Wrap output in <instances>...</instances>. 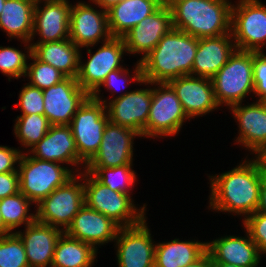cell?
Returning <instances> with one entry per match:
<instances>
[{
	"label": "cell",
	"mask_w": 266,
	"mask_h": 267,
	"mask_svg": "<svg viewBox=\"0 0 266 267\" xmlns=\"http://www.w3.org/2000/svg\"><path fill=\"white\" fill-rule=\"evenodd\" d=\"M0 267H30L24 245L15 232L0 236Z\"/></svg>",
	"instance_id": "34"
},
{
	"label": "cell",
	"mask_w": 266,
	"mask_h": 267,
	"mask_svg": "<svg viewBox=\"0 0 266 267\" xmlns=\"http://www.w3.org/2000/svg\"><path fill=\"white\" fill-rule=\"evenodd\" d=\"M211 80L219 106L242 104L245 96L254 92L253 52L236 49Z\"/></svg>",
	"instance_id": "5"
},
{
	"label": "cell",
	"mask_w": 266,
	"mask_h": 267,
	"mask_svg": "<svg viewBox=\"0 0 266 267\" xmlns=\"http://www.w3.org/2000/svg\"><path fill=\"white\" fill-rule=\"evenodd\" d=\"M160 6L158 0H122L107 11L108 28L111 36L122 38Z\"/></svg>",
	"instance_id": "26"
},
{
	"label": "cell",
	"mask_w": 266,
	"mask_h": 267,
	"mask_svg": "<svg viewBox=\"0 0 266 267\" xmlns=\"http://www.w3.org/2000/svg\"><path fill=\"white\" fill-rule=\"evenodd\" d=\"M115 240L119 267H154L156 245L145 219L134 226L120 227Z\"/></svg>",
	"instance_id": "14"
},
{
	"label": "cell",
	"mask_w": 266,
	"mask_h": 267,
	"mask_svg": "<svg viewBox=\"0 0 266 267\" xmlns=\"http://www.w3.org/2000/svg\"><path fill=\"white\" fill-rule=\"evenodd\" d=\"M45 6L35 5L32 38L41 36L36 43L60 41L69 38L70 5L68 0H43Z\"/></svg>",
	"instance_id": "20"
},
{
	"label": "cell",
	"mask_w": 266,
	"mask_h": 267,
	"mask_svg": "<svg viewBox=\"0 0 266 267\" xmlns=\"http://www.w3.org/2000/svg\"><path fill=\"white\" fill-rule=\"evenodd\" d=\"M131 166L132 165H122L111 168H85V171L92 174L100 183L113 191L130 195L129 191H131V189L129 188L133 187L136 179V173L132 170Z\"/></svg>",
	"instance_id": "33"
},
{
	"label": "cell",
	"mask_w": 266,
	"mask_h": 267,
	"mask_svg": "<svg viewBox=\"0 0 266 267\" xmlns=\"http://www.w3.org/2000/svg\"><path fill=\"white\" fill-rule=\"evenodd\" d=\"M211 257L210 254L206 251L199 259L195 262L186 265L184 267H210Z\"/></svg>",
	"instance_id": "44"
},
{
	"label": "cell",
	"mask_w": 266,
	"mask_h": 267,
	"mask_svg": "<svg viewBox=\"0 0 266 267\" xmlns=\"http://www.w3.org/2000/svg\"><path fill=\"white\" fill-rule=\"evenodd\" d=\"M32 157L73 166L82 162L78 158L75 140L69 125H51L47 134L38 142L31 152Z\"/></svg>",
	"instance_id": "25"
},
{
	"label": "cell",
	"mask_w": 266,
	"mask_h": 267,
	"mask_svg": "<svg viewBox=\"0 0 266 267\" xmlns=\"http://www.w3.org/2000/svg\"><path fill=\"white\" fill-rule=\"evenodd\" d=\"M238 167L211 178V209L249 216L259 203L262 162L258 156Z\"/></svg>",
	"instance_id": "2"
},
{
	"label": "cell",
	"mask_w": 266,
	"mask_h": 267,
	"mask_svg": "<svg viewBox=\"0 0 266 267\" xmlns=\"http://www.w3.org/2000/svg\"><path fill=\"white\" fill-rule=\"evenodd\" d=\"M22 152L19 149L0 146V173L18 172L15 168L16 162H19Z\"/></svg>",
	"instance_id": "40"
},
{
	"label": "cell",
	"mask_w": 266,
	"mask_h": 267,
	"mask_svg": "<svg viewBox=\"0 0 266 267\" xmlns=\"http://www.w3.org/2000/svg\"><path fill=\"white\" fill-rule=\"evenodd\" d=\"M25 233L15 232L21 239L30 267H46L52 264L56 243L64 232L35 220L25 227Z\"/></svg>",
	"instance_id": "22"
},
{
	"label": "cell",
	"mask_w": 266,
	"mask_h": 267,
	"mask_svg": "<svg viewBox=\"0 0 266 267\" xmlns=\"http://www.w3.org/2000/svg\"><path fill=\"white\" fill-rule=\"evenodd\" d=\"M9 233H11V232L4 226L3 218H2V215H1V212H0V236L6 235V234H9Z\"/></svg>",
	"instance_id": "46"
},
{
	"label": "cell",
	"mask_w": 266,
	"mask_h": 267,
	"mask_svg": "<svg viewBox=\"0 0 266 267\" xmlns=\"http://www.w3.org/2000/svg\"><path fill=\"white\" fill-rule=\"evenodd\" d=\"M89 59L85 64H79L77 82L80 87L95 100L100 101V87L107 75L117 69L122 68L120 61L126 52L123 38L111 37L108 41L91 55V50H87Z\"/></svg>",
	"instance_id": "10"
},
{
	"label": "cell",
	"mask_w": 266,
	"mask_h": 267,
	"mask_svg": "<svg viewBox=\"0 0 266 267\" xmlns=\"http://www.w3.org/2000/svg\"><path fill=\"white\" fill-rule=\"evenodd\" d=\"M258 157L260 158L264 169H266V149Z\"/></svg>",
	"instance_id": "49"
},
{
	"label": "cell",
	"mask_w": 266,
	"mask_h": 267,
	"mask_svg": "<svg viewBox=\"0 0 266 267\" xmlns=\"http://www.w3.org/2000/svg\"><path fill=\"white\" fill-rule=\"evenodd\" d=\"M168 84L176 92L188 118L206 115L219 106L209 78L184 75L170 80Z\"/></svg>",
	"instance_id": "18"
},
{
	"label": "cell",
	"mask_w": 266,
	"mask_h": 267,
	"mask_svg": "<svg viewBox=\"0 0 266 267\" xmlns=\"http://www.w3.org/2000/svg\"><path fill=\"white\" fill-rule=\"evenodd\" d=\"M30 204L31 201L21 192L0 199L3 223L10 232L21 224L27 226L36 220V214L28 213Z\"/></svg>",
	"instance_id": "31"
},
{
	"label": "cell",
	"mask_w": 266,
	"mask_h": 267,
	"mask_svg": "<svg viewBox=\"0 0 266 267\" xmlns=\"http://www.w3.org/2000/svg\"><path fill=\"white\" fill-rule=\"evenodd\" d=\"M35 3L27 0H6L0 15V28L10 38H19L24 43L32 39Z\"/></svg>",
	"instance_id": "28"
},
{
	"label": "cell",
	"mask_w": 266,
	"mask_h": 267,
	"mask_svg": "<svg viewBox=\"0 0 266 267\" xmlns=\"http://www.w3.org/2000/svg\"><path fill=\"white\" fill-rule=\"evenodd\" d=\"M210 267H239V266L223 262H211Z\"/></svg>",
	"instance_id": "47"
},
{
	"label": "cell",
	"mask_w": 266,
	"mask_h": 267,
	"mask_svg": "<svg viewBox=\"0 0 266 267\" xmlns=\"http://www.w3.org/2000/svg\"><path fill=\"white\" fill-rule=\"evenodd\" d=\"M96 252L93 246L63 232L56 243L51 267H91Z\"/></svg>",
	"instance_id": "30"
},
{
	"label": "cell",
	"mask_w": 266,
	"mask_h": 267,
	"mask_svg": "<svg viewBox=\"0 0 266 267\" xmlns=\"http://www.w3.org/2000/svg\"><path fill=\"white\" fill-rule=\"evenodd\" d=\"M29 59L34 61V63L32 62L31 65L27 66L25 74L30 78L31 83L29 82V85L45 90L66 78L59 70L48 63L38 60L33 54Z\"/></svg>",
	"instance_id": "35"
},
{
	"label": "cell",
	"mask_w": 266,
	"mask_h": 267,
	"mask_svg": "<svg viewBox=\"0 0 266 267\" xmlns=\"http://www.w3.org/2000/svg\"><path fill=\"white\" fill-rule=\"evenodd\" d=\"M147 120V137L177 134L188 119L176 92L168 83H156Z\"/></svg>",
	"instance_id": "11"
},
{
	"label": "cell",
	"mask_w": 266,
	"mask_h": 267,
	"mask_svg": "<svg viewBox=\"0 0 266 267\" xmlns=\"http://www.w3.org/2000/svg\"><path fill=\"white\" fill-rule=\"evenodd\" d=\"M97 4L98 7H100L102 10L108 11L111 7L114 5H117L120 3L122 0H90Z\"/></svg>",
	"instance_id": "45"
},
{
	"label": "cell",
	"mask_w": 266,
	"mask_h": 267,
	"mask_svg": "<svg viewBox=\"0 0 266 267\" xmlns=\"http://www.w3.org/2000/svg\"><path fill=\"white\" fill-rule=\"evenodd\" d=\"M74 175L64 185L56 188L37 206L36 220L58 229L63 227L65 232L73 221L74 216L85 204L84 183H78Z\"/></svg>",
	"instance_id": "8"
},
{
	"label": "cell",
	"mask_w": 266,
	"mask_h": 267,
	"mask_svg": "<svg viewBox=\"0 0 266 267\" xmlns=\"http://www.w3.org/2000/svg\"><path fill=\"white\" fill-rule=\"evenodd\" d=\"M18 107L22 110V115H44L43 90L29 84L24 86L19 94Z\"/></svg>",
	"instance_id": "37"
},
{
	"label": "cell",
	"mask_w": 266,
	"mask_h": 267,
	"mask_svg": "<svg viewBox=\"0 0 266 267\" xmlns=\"http://www.w3.org/2000/svg\"><path fill=\"white\" fill-rule=\"evenodd\" d=\"M119 229L120 226L111 218L84 204L65 233L97 248L96 245L115 241Z\"/></svg>",
	"instance_id": "19"
},
{
	"label": "cell",
	"mask_w": 266,
	"mask_h": 267,
	"mask_svg": "<svg viewBox=\"0 0 266 267\" xmlns=\"http://www.w3.org/2000/svg\"><path fill=\"white\" fill-rule=\"evenodd\" d=\"M27 1H31V2H33L35 4H37L38 2H41V0H27Z\"/></svg>",
	"instance_id": "51"
},
{
	"label": "cell",
	"mask_w": 266,
	"mask_h": 267,
	"mask_svg": "<svg viewBox=\"0 0 266 267\" xmlns=\"http://www.w3.org/2000/svg\"><path fill=\"white\" fill-rule=\"evenodd\" d=\"M162 6L170 7L174 2L178 0H158Z\"/></svg>",
	"instance_id": "48"
},
{
	"label": "cell",
	"mask_w": 266,
	"mask_h": 267,
	"mask_svg": "<svg viewBox=\"0 0 266 267\" xmlns=\"http://www.w3.org/2000/svg\"><path fill=\"white\" fill-rule=\"evenodd\" d=\"M128 71H129L128 69L120 68V69H117V70H114V71L110 72L107 75L105 81L101 84V86L104 85L105 87H107V89H109L111 91H112V88H115V87L118 89L119 86H118L117 82H119V80H121L123 77L124 78L122 79V81L126 82L127 79H125V78L127 77V75H129Z\"/></svg>",
	"instance_id": "42"
},
{
	"label": "cell",
	"mask_w": 266,
	"mask_h": 267,
	"mask_svg": "<svg viewBox=\"0 0 266 267\" xmlns=\"http://www.w3.org/2000/svg\"><path fill=\"white\" fill-rule=\"evenodd\" d=\"M173 28L170 8L161 5L122 37L127 53H141L145 57Z\"/></svg>",
	"instance_id": "17"
},
{
	"label": "cell",
	"mask_w": 266,
	"mask_h": 267,
	"mask_svg": "<svg viewBox=\"0 0 266 267\" xmlns=\"http://www.w3.org/2000/svg\"><path fill=\"white\" fill-rule=\"evenodd\" d=\"M231 33L238 50L263 52L266 44V6L259 0H240L232 6Z\"/></svg>",
	"instance_id": "9"
},
{
	"label": "cell",
	"mask_w": 266,
	"mask_h": 267,
	"mask_svg": "<svg viewBox=\"0 0 266 267\" xmlns=\"http://www.w3.org/2000/svg\"><path fill=\"white\" fill-rule=\"evenodd\" d=\"M6 0H0V15L2 14L3 5L5 4Z\"/></svg>",
	"instance_id": "50"
},
{
	"label": "cell",
	"mask_w": 266,
	"mask_h": 267,
	"mask_svg": "<svg viewBox=\"0 0 266 267\" xmlns=\"http://www.w3.org/2000/svg\"><path fill=\"white\" fill-rule=\"evenodd\" d=\"M88 96L76 78L66 77L43 90L44 115L51 125H69Z\"/></svg>",
	"instance_id": "15"
},
{
	"label": "cell",
	"mask_w": 266,
	"mask_h": 267,
	"mask_svg": "<svg viewBox=\"0 0 266 267\" xmlns=\"http://www.w3.org/2000/svg\"><path fill=\"white\" fill-rule=\"evenodd\" d=\"M256 212L266 214V169L262 164L261 186L259 194V203Z\"/></svg>",
	"instance_id": "43"
},
{
	"label": "cell",
	"mask_w": 266,
	"mask_h": 267,
	"mask_svg": "<svg viewBox=\"0 0 266 267\" xmlns=\"http://www.w3.org/2000/svg\"><path fill=\"white\" fill-rule=\"evenodd\" d=\"M232 33L217 37L198 38L192 75L211 79L235 52ZM231 40V41H230Z\"/></svg>",
	"instance_id": "23"
},
{
	"label": "cell",
	"mask_w": 266,
	"mask_h": 267,
	"mask_svg": "<svg viewBox=\"0 0 266 267\" xmlns=\"http://www.w3.org/2000/svg\"><path fill=\"white\" fill-rule=\"evenodd\" d=\"M32 54L48 63L66 77L77 78L80 64V50L69 38L46 43H31Z\"/></svg>",
	"instance_id": "27"
},
{
	"label": "cell",
	"mask_w": 266,
	"mask_h": 267,
	"mask_svg": "<svg viewBox=\"0 0 266 267\" xmlns=\"http://www.w3.org/2000/svg\"><path fill=\"white\" fill-rule=\"evenodd\" d=\"M14 133L25 148H33L49 131L51 124L45 115L30 114L17 116Z\"/></svg>",
	"instance_id": "32"
},
{
	"label": "cell",
	"mask_w": 266,
	"mask_h": 267,
	"mask_svg": "<svg viewBox=\"0 0 266 267\" xmlns=\"http://www.w3.org/2000/svg\"><path fill=\"white\" fill-rule=\"evenodd\" d=\"M26 47L27 53H22L20 50L12 47H0V70L4 75L10 78H21L25 76L27 71V58L32 55V46ZM28 56V57H27Z\"/></svg>",
	"instance_id": "36"
},
{
	"label": "cell",
	"mask_w": 266,
	"mask_h": 267,
	"mask_svg": "<svg viewBox=\"0 0 266 267\" xmlns=\"http://www.w3.org/2000/svg\"><path fill=\"white\" fill-rule=\"evenodd\" d=\"M197 47L198 38L173 28L137 62L135 75L130 80L155 85L192 75Z\"/></svg>",
	"instance_id": "1"
},
{
	"label": "cell",
	"mask_w": 266,
	"mask_h": 267,
	"mask_svg": "<svg viewBox=\"0 0 266 267\" xmlns=\"http://www.w3.org/2000/svg\"><path fill=\"white\" fill-rule=\"evenodd\" d=\"M19 172L0 173V199L20 192Z\"/></svg>",
	"instance_id": "41"
},
{
	"label": "cell",
	"mask_w": 266,
	"mask_h": 267,
	"mask_svg": "<svg viewBox=\"0 0 266 267\" xmlns=\"http://www.w3.org/2000/svg\"><path fill=\"white\" fill-rule=\"evenodd\" d=\"M246 237L224 236L206 243L211 262H223L239 267H258L260 253L256 243L246 232Z\"/></svg>",
	"instance_id": "24"
},
{
	"label": "cell",
	"mask_w": 266,
	"mask_h": 267,
	"mask_svg": "<svg viewBox=\"0 0 266 267\" xmlns=\"http://www.w3.org/2000/svg\"><path fill=\"white\" fill-rule=\"evenodd\" d=\"M253 83L254 94L260 101L266 102V55L263 52H253Z\"/></svg>",
	"instance_id": "39"
},
{
	"label": "cell",
	"mask_w": 266,
	"mask_h": 267,
	"mask_svg": "<svg viewBox=\"0 0 266 267\" xmlns=\"http://www.w3.org/2000/svg\"><path fill=\"white\" fill-rule=\"evenodd\" d=\"M107 11H97L91 5L78 2L70 9L69 39L78 47H91L99 40L111 38Z\"/></svg>",
	"instance_id": "16"
},
{
	"label": "cell",
	"mask_w": 266,
	"mask_h": 267,
	"mask_svg": "<svg viewBox=\"0 0 266 267\" xmlns=\"http://www.w3.org/2000/svg\"><path fill=\"white\" fill-rule=\"evenodd\" d=\"M106 105L89 95L76 111L71 128L78 158L87 164L97 153L109 121ZM106 112V113H105Z\"/></svg>",
	"instance_id": "7"
},
{
	"label": "cell",
	"mask_w": 266,
	"mask_h": 267,
	"mask_svg": "<svg viewBox=\"0 0 266 267\" xmlns=\"http://www.w3.org/2000/svg\"><path fill=\"white\" fill-rule=\"evenodd\" d=\"M243 225L256 243L259 253H266V214L254 212L244 218Z\"/></svg>",
	"instance_id": "38"
},
{
	"label": "cell",
	"mask_w": 266,
	"mask_h": 267,
	"mask_svg": "<svg viewBox=\"0 0 266 267\" xmlns=\"http://www.w3.org/2000/svg\"><path fill=\"white\" fill-rule=\"evenodd\" d=\"M232 6L228 0H178L169 8L174 29L204 38L231 33Z\"/></svg>",
	"instance_id": "3"
},
{
	"label": "cell",
	"mask_w": 266,
	"mask_h": 267,
	"mask_svg": "<svg viewBox=\"0 0 266 267\" xmlns=\"http://www.w3.org/2000/svg\"><path fill=\"white\" fill-rule=\"evenodd\" d=\"M20 192L36 205L64 185L75 174L57 162L43 161L23 154L18 162Z\"/></svg>",
	"instance_id": "6"
},
{
	"label": "cell",
	"mask_w": 266,
	"mask_h": 267,
	"mask_svg": "<svg viewBox=\"0 0 266 267\" xmlns=\"http://www.w3.org/2000/svg\"><path fill=\"white\" fill-rule=\"evenodd\" d=\"M100 101L108 109L106 111H108L109 121L132 128L141 137H147V120L152 101V89L125 92L115 99L113 98L109 103L106 100Z\"/></svg>",
	"instance_id": "12"
},
{
	"label": "cell",
	"mask_w": 266,
	"mask_h": 267,
	"mask_svg": "<svg viewBox=\"0 0 266 267\" xmlns=\"http://www.w3.org/2000/svg\"><path fill=\"white\" fill-rule=\"evenodd\" d=\"M84 172L85 174L82 172L78 177L80 181L86 178L85 182L83 181L84 201L88 207L111 218L120 227L134 226L146 219L144 213L146 205L137 209L130 195L113 191L100 183L92 174Z\"/></svg>",
	"instance_id": "4"
},
{
	"label": "cell",
	"mask_w": 266,
	"mask_h": 267,
	"mask_svg": "<svg viewBox=\"0 0 266 267\" xmlns=\"http://www.w3.org/2000/svg\"><path fill=\"white\" fill-rule=\"evenodd\" d=\"M207 242L179 241L155 244L154 267H184L206 252Z\"/></svg>",
	"instance_id": "29"
},
{
	"label": "cell",
	"mask_w": 266,
	"mask_h": 267,
	"mask_svg": "<svg viewBox=\"0 0 266 267\" xmlns=\"http://www.w3.org/2000/svg\"><path fill=\"white\" fill-rule=\"evenodd\" d=\"M231 110L239 122L236 142L259 156L266 149V102L257 100L247 106L240 103L231 106Z\"/></svg>",
	"instance_id": "21"
},
{
	"label": "cell",
	"mask_w": 266,
	"mask_h": 267,
	"mask_svg": "<svg viewBox=\"0 0 266 267\" xmlns=\"http://www.w3.org/2000/svg\"><path fill=\"white\" fill-rule=\"evenodd\" d=\"M141 136L134 129L108 121L100 147L85 168L117 167L132 165L133 140Z\"/></svg>",
	"instance_id": "13"
}]
</instances>
